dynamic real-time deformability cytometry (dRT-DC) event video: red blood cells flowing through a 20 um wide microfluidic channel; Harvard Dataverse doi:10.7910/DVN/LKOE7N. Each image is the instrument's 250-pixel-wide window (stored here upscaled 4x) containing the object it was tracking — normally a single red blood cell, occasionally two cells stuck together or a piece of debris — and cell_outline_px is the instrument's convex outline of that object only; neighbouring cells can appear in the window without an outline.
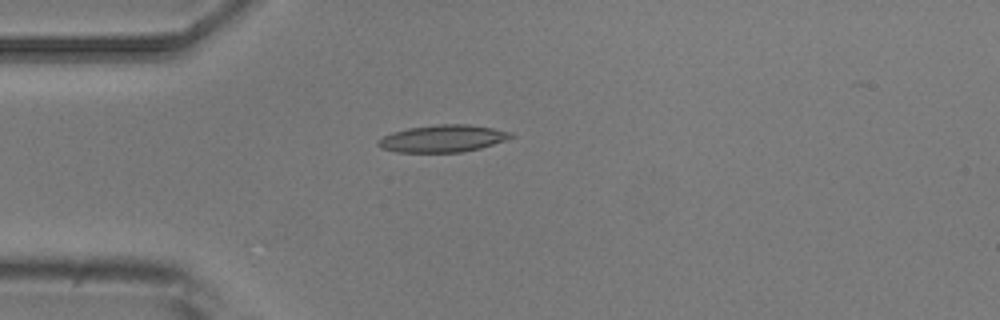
{"species": "common noctule bat (a hibernating species)", "species_latin": "Nyctalus noctula", "temperature_condition": "room temperature", "stored_images_in_passage": 3, "camera_frame_rate_fps": 3000, "um_per_image_px": 0.085, "animal": {"sex": "male", "body_mass_g": 20.5, "forearm_length_mm": 52.5}, "frame": {"image": 1, "passage_image": 2, "time_ms": 1.333, "image_size_px": [1000, 320], "cell_outline_px": [[516, 136], [480, 148], [460, 152], [396, 152], [380, 148], [376, 144], [384, 136], [392, 132], [408, 128], [436, 124], [468, 124], [492, 128], [512, 132]], "centroid_in_image_um": [37.63, 11.77], "position_along_channel_um": 47.4, "area_um2": 20.92}}